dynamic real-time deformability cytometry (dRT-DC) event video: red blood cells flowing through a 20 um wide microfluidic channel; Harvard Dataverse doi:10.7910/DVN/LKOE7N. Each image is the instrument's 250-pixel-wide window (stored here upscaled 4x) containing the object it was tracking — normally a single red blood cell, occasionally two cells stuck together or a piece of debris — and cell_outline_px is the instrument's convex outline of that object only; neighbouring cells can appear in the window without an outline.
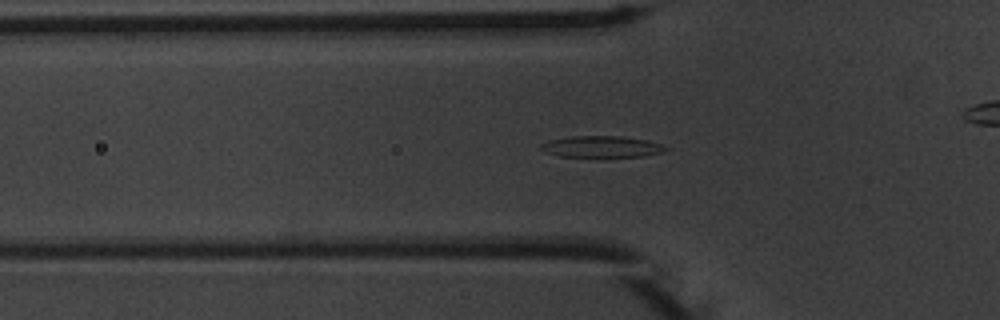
{"species": "common noctule bat (a hibernating species)", "species_latin": "Nyctalus noctula", "temperature_condition": "warm", "stored_images_in_passage": 55, "camera_frame_rate_fps": 3000, "um_per_image_px": 0.085, "animal": {"sex": "male", "body_mass_g": 20.1, "forearm_length_mm": 53.5}, "frame": {"image": 1, "passage_image": 18, "time_ms": 5.667, "image_size_px": [1000, 320], "cell_outline_px": [[668, 148], [664, 152], [644, 156], [560, 156], [544, 152], [540, 148], [540, 144], [548, 140], [572, 136], [620, 136], [648, 140], [660, 144]], "centroid_in_image_um": [51.12, 12.46], "position_along_channel_um": 74.7, "area_um2": 15.43}}
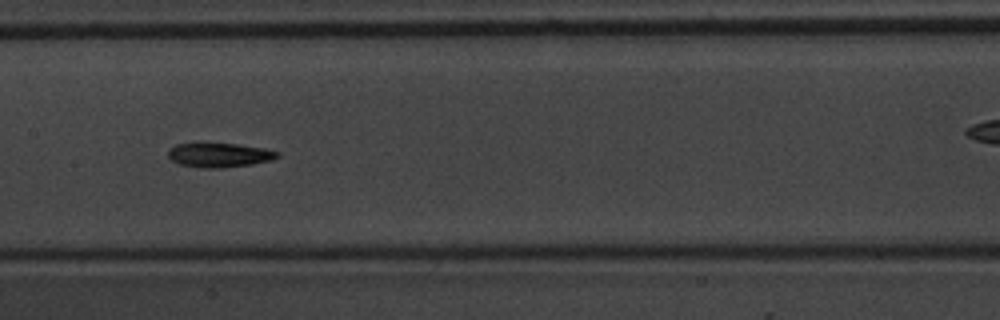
{"frame": {"image": 2, "passage_image": 27, "time_ms": 8.667, "image_size_px": [1000, 320], "cell_outline_px": [[280, 156], [272, 160], [252, 164], [224, 168], [200, 168], [180, 164], [172, 160], [168, 156], [168, 152], [176, 144], [236, 144], [264, 148], [280, 152]], "centroid_in_image_um": [18.69, 13.2], "position_along_channel_um": 188.7, "area_um2": 15.32}}
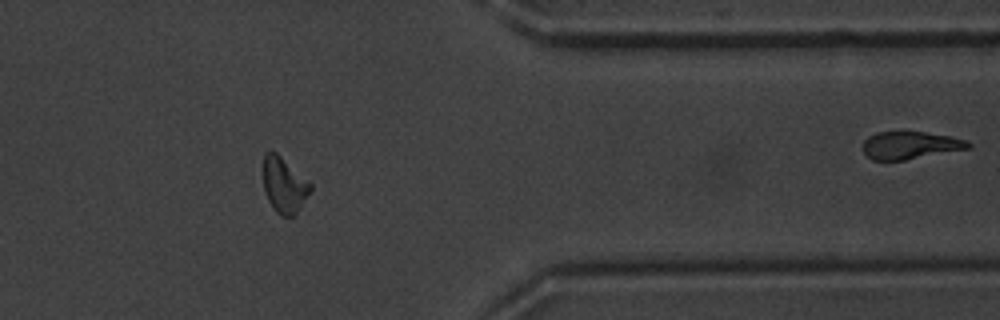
{"frame": {"image": 3, "passage_image": 44, "time_ms": 14.333, "image_size_px": [1000, 320], "cell_outline_px": [[312, 188], [300, 208], [292, 216], [280, 216], [276, 212], [268, 200], [264, 188], [260, 172], [264, 152], [276, 152], [312, 184]], "centroid_in_image_um": [24.09, 15.7], "position_along_channel_um": 387.3, "area_um2": 15.49}, "authors_computed_cell_mechanics": {"area_um2": 15.4904, "velocity_mm_per_s": 3.7644, "shape_relaxation_time_tau1_ms": 6.6849, "shape_relaxation_time_tau2_ms": null, "deformation_change_tau1": 0.1901, "deformation_change_tau2": null}}